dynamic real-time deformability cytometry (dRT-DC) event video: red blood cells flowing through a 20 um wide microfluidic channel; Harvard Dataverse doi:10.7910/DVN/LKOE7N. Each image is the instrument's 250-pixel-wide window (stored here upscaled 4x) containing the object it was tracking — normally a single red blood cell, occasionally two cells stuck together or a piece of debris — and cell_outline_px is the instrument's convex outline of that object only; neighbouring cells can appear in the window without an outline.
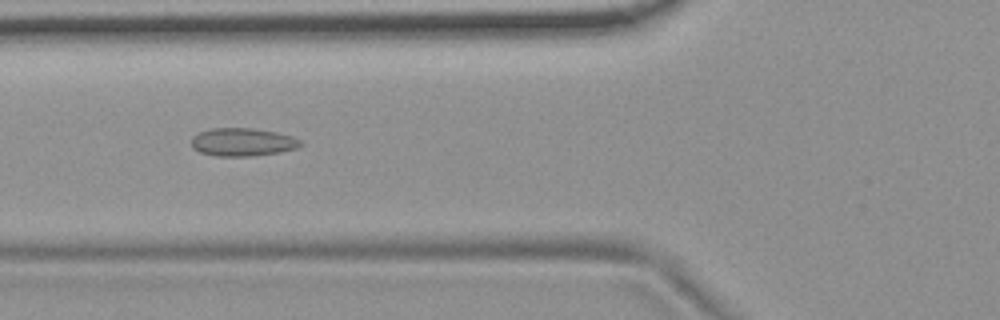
{"species": "common noctule bat (a hibernating species)", "species_latin": "Nyctalus noctula", "temperature_condition": "room temperature", "stored_images_in_passage": 13, "camera_frame_rate_fps": 3000, "um_per_image_px": 0.085, "animal": {"sex": "female", "body_mass_g": 19.9}, "frame": {"image": 1, "passage_image": 6, "time_ms": 1.667, "image_size_px": [1000, 320], "cell_outline_px": [[304, 144], [296, 148], [280, 152], [252, 156], [216, 156], [200, 152], [192, 148], [192, 136], [200, 132], [212, 128], [252, 128], [276, 132], [292, 136], [300, 140]], "centroid_in_image_um": [20.62, 12.08], "position_along_channel_um": 105.2, "area_um2": 17.86}}